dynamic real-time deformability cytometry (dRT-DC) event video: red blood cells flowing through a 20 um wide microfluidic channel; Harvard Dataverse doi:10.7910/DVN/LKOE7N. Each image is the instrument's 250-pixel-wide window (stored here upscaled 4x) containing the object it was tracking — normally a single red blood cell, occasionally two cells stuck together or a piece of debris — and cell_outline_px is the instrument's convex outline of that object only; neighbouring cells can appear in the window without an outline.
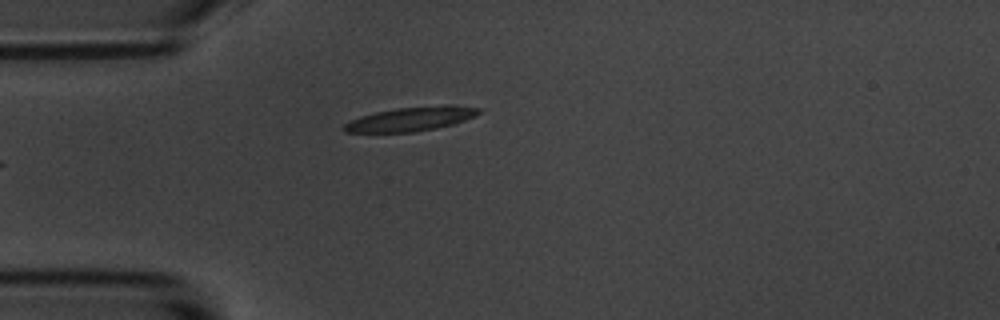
{"species": "common noctule bat (a hibernating species)", "species_latin": "Nyctalus noctula", "temperature_condition": "room temperature", "stored_images_in_passage": 5, "camera_frame_rate_fps": 3000, "um_per_image_px": 0.085, "animal": {"sex": "male", "body_mass_g": 20.1, "forearm_length_mm": 53.5}, "frame": {"image": 1, "passage_image": 5, "time_ms": 5.667, "image_size_px": [1000, 320], "cell_outline_px": [[484, 108], [476, 116], [464, 120], [436, 128], [412, 132], [344, 132], [340, 128], [344, 124], [360, 116], [376, 112], [396, 108]], "centroid_in_image_um": [34.75, 10.17], "position_along_channel_um": 50.2, "area_um2": 17.69}}